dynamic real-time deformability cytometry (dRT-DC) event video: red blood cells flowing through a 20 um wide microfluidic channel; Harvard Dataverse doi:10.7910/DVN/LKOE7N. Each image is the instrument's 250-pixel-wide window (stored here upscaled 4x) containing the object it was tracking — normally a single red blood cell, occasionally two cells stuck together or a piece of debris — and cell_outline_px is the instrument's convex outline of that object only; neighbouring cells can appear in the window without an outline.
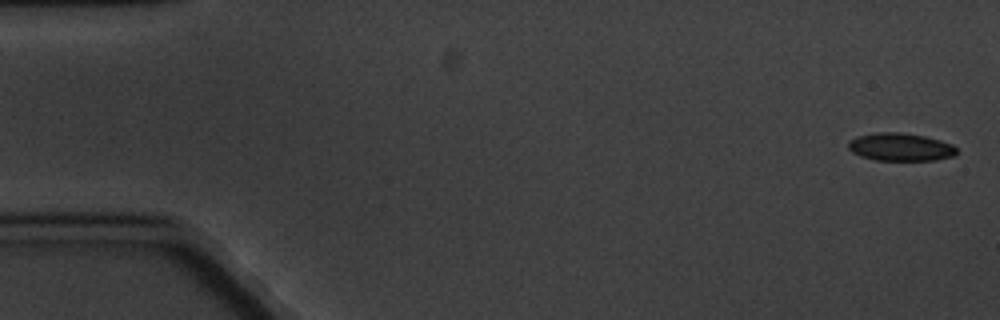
{"species": "common noctule bat (a hibernating species)", "species_latin": "Nyctalus noctula", "temperature_condition": "cold", "stored_images_in_passage": 5, "camera_frame_rate_fps": 3000, "um_per_image_px": 0.085, "animal": {"sex": "male", "body_mass_g": 20.1, "forearm_length_mm": 53.5}, "frame": {"image": 1, "passage_image": 1, "time_ms": 0.0, "image_size_px": [1000, 320], "cell_outline_px": [[956, 156], [936, 160], [876, 160], [860, 156], [852, 152], [848, 148], [848, 140], [856, 136], [876, 132], [900, 132], [924, 136], [940, 140], [952, 144], [956, 148]], "centroid_in_image_um": [76.52, 12.49], "position_along_channel_um": 8.5, "area_um2": 17.74}}
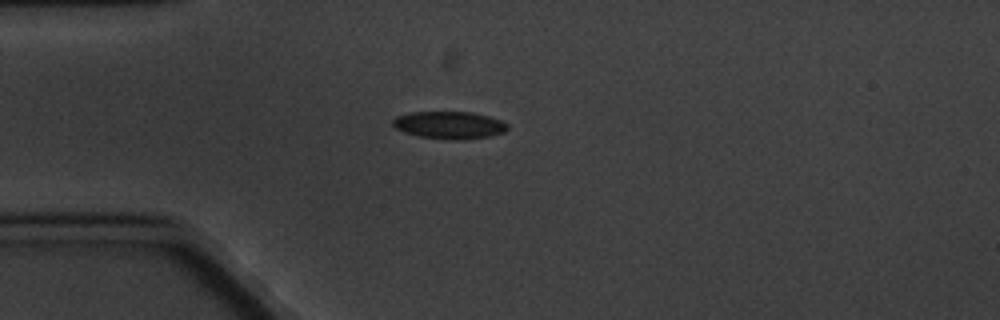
{"frame": {"image": 2, "passage_image": 5, "time_ms": 4.667, "image_size_px": [1000, 320], "cell_outline_px": [[508, 128], [504, 132], [492, 136], [420, 136], [404, 132], [396, 128], [392, 124], [392, 120], [396, 116], [408, 112], [472, 112], [488, 116], [500, 120], [508, 124]], "centroid_in_image_um": [38.16, 10.56], "position_along_channel_um": 46.8, "area_um2": 17.22}}